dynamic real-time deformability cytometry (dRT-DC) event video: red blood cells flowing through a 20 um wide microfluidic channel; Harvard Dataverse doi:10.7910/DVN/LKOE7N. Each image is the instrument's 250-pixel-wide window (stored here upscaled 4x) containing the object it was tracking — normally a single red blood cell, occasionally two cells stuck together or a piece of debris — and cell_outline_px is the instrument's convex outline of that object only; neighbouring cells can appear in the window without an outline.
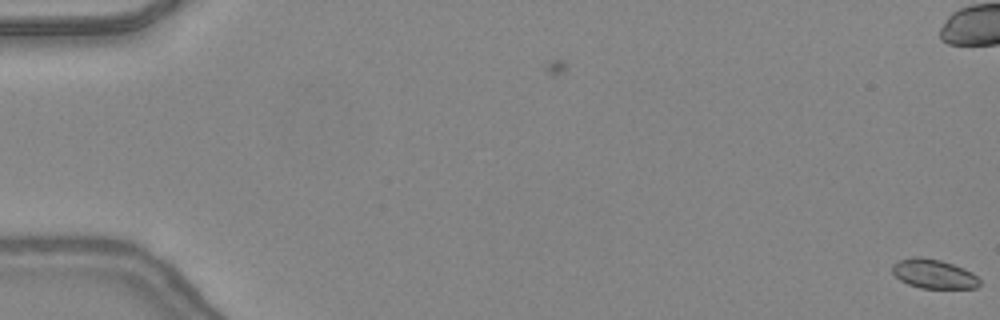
{"species": "common noctule bat (a hibernating species)", "species_latin": "Nyctalus noctula", "temperature_condition": "warm", "stored_images_in_passage": 3, "camera_frame_rate_fps": 3000, "um_per_image_px": 0.085, "animal": {"sex": "female", "body_mass_g": 24.6, "forearm_length_mm": 56.2}, "frame": {"image": 1, "passage_image": 3, "time_ms": 0.667, "image_size_px": [1000, 320], "cell_outline_px": [[980, 284], [976, 288], [920, 288], [908, 284], [900, 280], [892, 272], [892, 264], [896, 260], [916, 256], [940, 260], [964, 268], [972, 272], [980, 280]], "centroid_in_image_um": [79.34, 23.27], "position_along_channel_um": 5.7, "area_um2": 14.91}}